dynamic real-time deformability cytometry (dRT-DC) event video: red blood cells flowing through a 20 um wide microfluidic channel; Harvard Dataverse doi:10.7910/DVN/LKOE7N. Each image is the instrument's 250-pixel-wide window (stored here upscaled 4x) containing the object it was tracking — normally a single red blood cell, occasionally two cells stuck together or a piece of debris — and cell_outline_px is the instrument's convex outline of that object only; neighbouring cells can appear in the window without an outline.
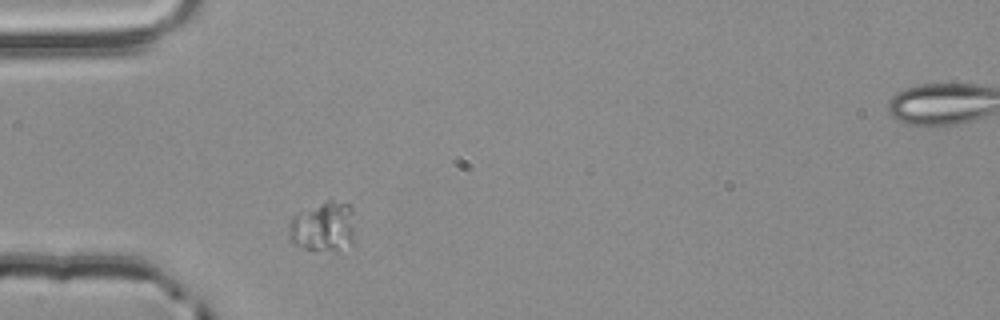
{"species": "common noctule bat (a hibernating species)", "species_latin": "Nyctalus noctula", "temperature_condition": "room temperature", "stored_images_in_passage": 2, "segment_of_instrument_passage": [1, 2], "camera_frame_rate_fps": 3000, "um_per_image_px": 0.085, "animal": {"sex": "male", "body_mass_g": 20.4}, "frame": {"image": 1, "passage_image": 1, "time_ms": 0.0, "image_size_px": [1000, 320], "cell_outline_px": [[352, 240], [336, 252], [304, 248], [292, 244], [288, 236], [288, 224], [292, 216], [296, 212], [328, 200], [332, 200], [352, 204]], "centroid_in_image_um": [27.4, 19.25], "position_along_channel_um": 57.6, "area_um2": 19.36}}